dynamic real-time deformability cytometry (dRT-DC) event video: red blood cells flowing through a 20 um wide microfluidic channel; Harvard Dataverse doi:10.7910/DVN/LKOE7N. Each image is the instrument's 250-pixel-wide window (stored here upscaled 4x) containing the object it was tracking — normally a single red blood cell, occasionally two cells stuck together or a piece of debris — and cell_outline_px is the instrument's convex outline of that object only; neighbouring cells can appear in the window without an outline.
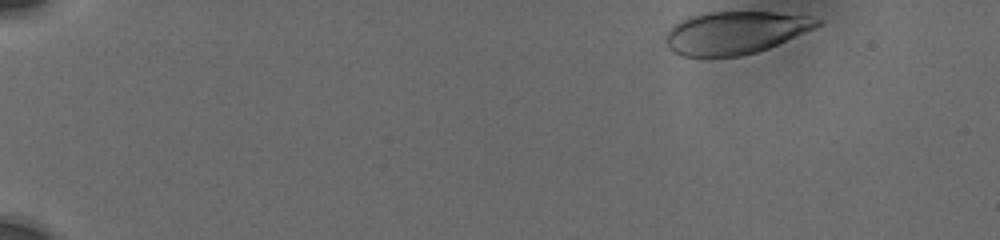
{"species": "human", "species_latin": "Homo sapiens", "temperature_condition": "cold", "stored_images_in_passage": 15, "camera_frame_rate_fps": 3000, "um_per_image_px": 0.085, "donor": {"sex": "male"}, "frame": {"image": 1, "passage_image": 1, "time_ms": 0.0, "image_size_px": [1000, 240], "cell_outline_px": [[820, 24], [816, 28], [768, 48], [756, 52], [740, 56], [684, 56], [668, 48], [664, 40], [668, 32], [680, 20], [688, 16], [708, 12], [776, 12], [808, 16], [820, 20]], "centroid_in_image_um": [62.49, 2.77], "position_along_channel_um": 22.5, "area_um2": 37.4}}
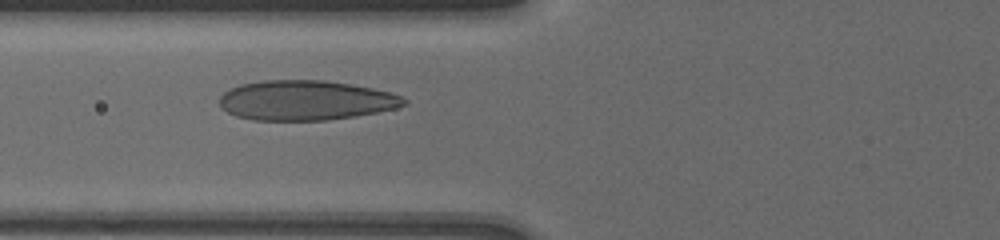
{"frame": {"image": 2, "passage_image": 13, "time_ms": 5.667, "image_size_px": [1000, 240], "cell_outline_px": [[408, 104], [396, 108], [376, 112], [328, 120], [252, 120], [236, 116], [228, 112], [220, 104], [220, 96], [224, 92], [240, 84], [260, 80], [324, 80], [372, 88], [388, 92], [400, 96], [408, 100]], "centroid_in_image_um": [25.97, 8.52], "position_along_channel_um": 99.8, "area_um2": 42.6}}
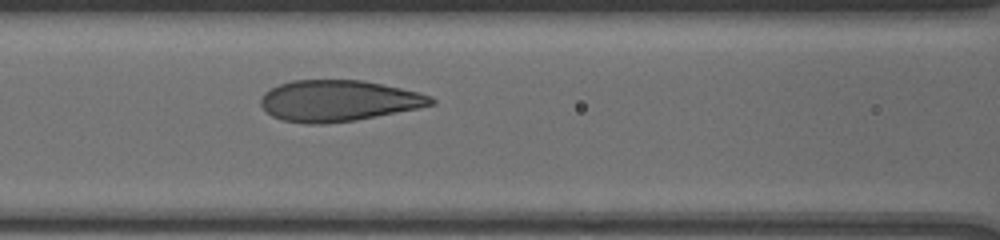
{"frame": {"image": 3, "passage_image": 15, "time_ms": 6.667, "image_size_px": [1000, 240], "cell_outline_px": [[436, 104], [356, 120], [324, 124], [308, 124], [284, 120], [272, 116], [260, 104], [260, 100], [264, 92], [280, 84], [292, 80], [364, 80], [400, 88], [432, 96], [436, 100]], "centroid_in_image_um": [28.75, 8.56], "position_along_channel_um": 137.8, "area_um2": 40.58}}